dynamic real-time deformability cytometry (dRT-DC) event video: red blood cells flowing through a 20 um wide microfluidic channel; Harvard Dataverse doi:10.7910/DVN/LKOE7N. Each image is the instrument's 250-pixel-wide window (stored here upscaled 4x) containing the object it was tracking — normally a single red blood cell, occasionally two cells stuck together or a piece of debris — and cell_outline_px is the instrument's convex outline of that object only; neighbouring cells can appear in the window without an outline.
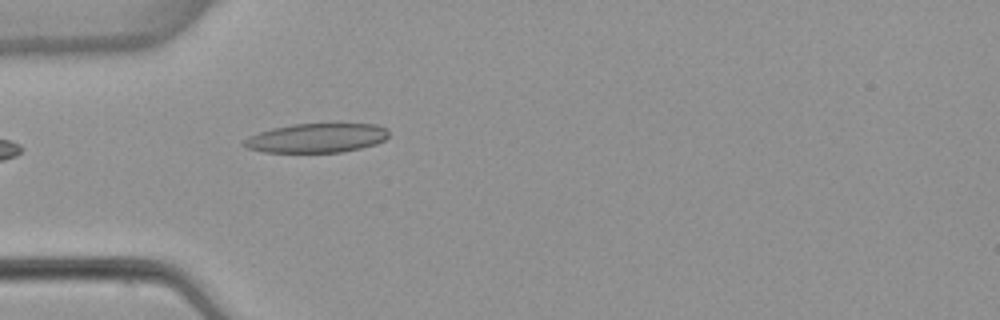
{"species": "common noctule bat (a hibernating species)", "species_latin": "Nyctalus noctula", "temperature_condition": "warm", "stored_images_in_passage": 5, "camera_frame_rate_fps": 3000, "um_per_image_px": 0.085, "animal": {"sex": "female", "body_mass_g": 22.7, "forearm_length_mm": 54.2}, "frame": {"image": 1, "passage_image": 5, "time_ms": 5.0, "image_size_px": [1000, 320], "cell_outline_px": [[388, 136], [384, 140], [376, 144], [344, 152], [264, 152], [248, 148], [240, 144], [248, 136], [272, 128], [292, 124], [336, 120], [376, 124], [388, 128]], "centroid_in_image_um": [26.98, 11.67], "position_along_channel_um": 58.0, "area_um2": 25.89}}